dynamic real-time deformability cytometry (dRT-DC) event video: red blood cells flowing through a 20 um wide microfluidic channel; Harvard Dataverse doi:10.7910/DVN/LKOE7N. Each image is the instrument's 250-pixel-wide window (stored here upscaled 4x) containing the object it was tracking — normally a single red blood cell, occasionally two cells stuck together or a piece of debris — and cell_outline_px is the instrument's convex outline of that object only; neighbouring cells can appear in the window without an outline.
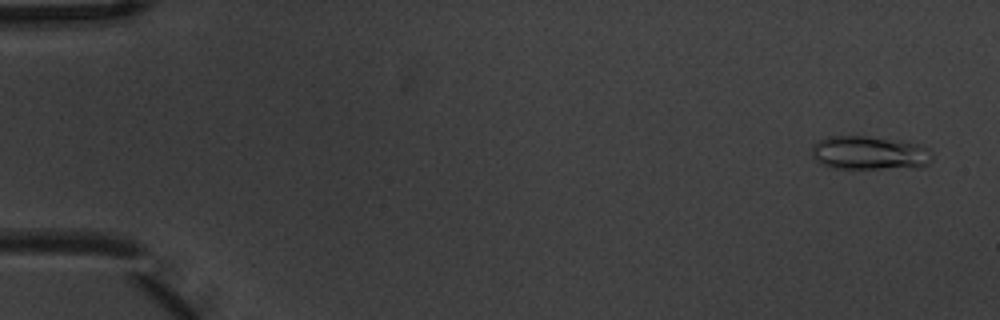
{"species": "common noctule bat (a hibernating species)", "species_latin": "Nyctalus noctula", "temperature_condition": "warm", "stored_images_in_passage": 5, "camera_frame_rate_fps": 3000, "um_per_image_px": 0.085, "animal": {"sex": "male", "body_mass_g": 20.1, "forearm_length_mm": 53.5}, "frame": {"image": 1, "passage_image": 1, "time_ms": 0.0, "image_size_px": [1000, 320], "cell_outline_px": [[932, 160], [928, 164], [916, 168], [832, 168], [820, 164], [812, 156], [812, 144], [828, 136], [864, 136], [900, 140], [916, 144], [928, 148], [932, 156]], "centroid_in_image_um": [73.89, 13.0], "position_along_channel_um": 11.1, "area_um2": 23.76}}